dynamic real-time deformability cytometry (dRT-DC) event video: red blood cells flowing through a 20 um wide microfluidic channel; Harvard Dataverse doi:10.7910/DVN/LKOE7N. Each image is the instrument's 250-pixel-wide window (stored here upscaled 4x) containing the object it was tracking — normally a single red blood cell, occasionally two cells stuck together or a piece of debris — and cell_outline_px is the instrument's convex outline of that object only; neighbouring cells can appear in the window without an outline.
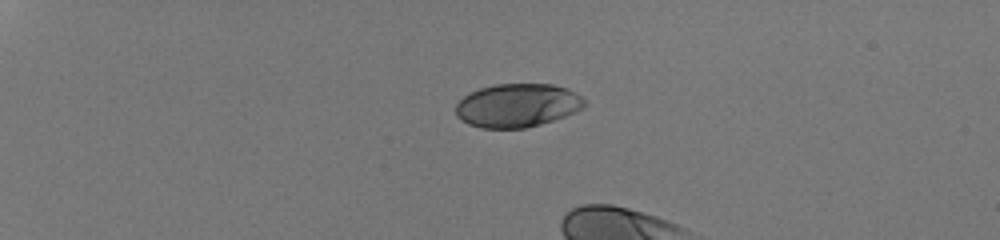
{"species": "human", "species_latin": "Homo sapiens", "temperature_condition": "room temperature", "stored_images_in_passage": 9, "camera_frame_rate_fps": 3000, "um_per_image_px": 0.085, "donor": {"sex": "male"}, "frame": {"image": 1, "passage_image": 1, "time_ms": 0.0, "image_size_px": [1000, 240], "cell_outline_px": [[584, 104], [580, 108], [564, 116], [540, 124], [524, 128], [480, 128], [468, 124], [460, 120], [456, 116], [456, 104], [464, 96], [480, 88], [496, 84], [552, 84], [568, 88], [576, 92], [584, 100]], "centroid_in_image_um": [43.93, 8.96], "position_along_channel_um": 41.1, "area_um2": 32.43}}